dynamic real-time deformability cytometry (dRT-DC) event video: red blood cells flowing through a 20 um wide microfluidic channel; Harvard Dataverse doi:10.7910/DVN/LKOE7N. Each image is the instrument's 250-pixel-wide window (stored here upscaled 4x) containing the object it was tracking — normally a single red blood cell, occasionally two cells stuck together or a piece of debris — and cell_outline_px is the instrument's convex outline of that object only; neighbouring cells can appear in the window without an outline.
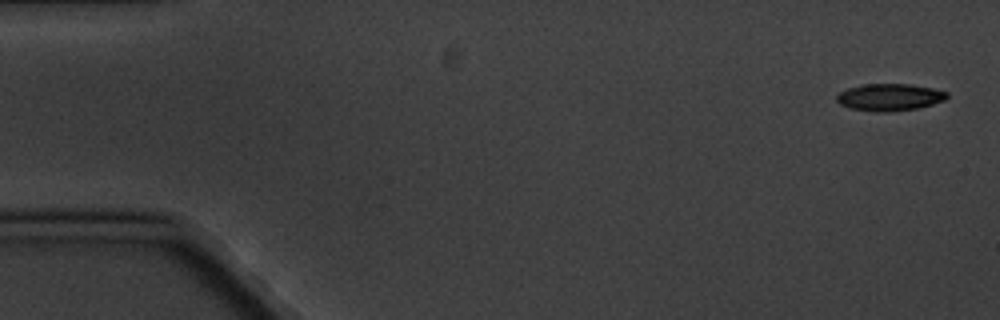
{"species": "common noctule bat (a hibernating species)", "species_latin": "Nyctalus noctula", "temperature_condition": "cold", "stored_images_in_passage": 10, "camera_frame_rate_fps": 3000, "um_per_image_px": 0.085, "animal": {"sex": "male", "body_mass_g": 20.1, "forearm_length_mm": 53.5}, "frame": {"image": 1, "passage_image": 1, "time_ms": 0.0, "image_size_px": [1000, 320], "cell_outline_px": [[948, 96], [944, 100], [932, 104], [916, 108], [884, 112], [876, 112], [848, 108], [840, 104], [836, 100], [836, 96], [840, 92], [848, 88], [864, 84], [908, 84], [932, 88], [948, 92]], "centroid_in_image_um": [75.58, 8.26], "position_along_channel_um": 9.4, "area_um2": 17.28}}
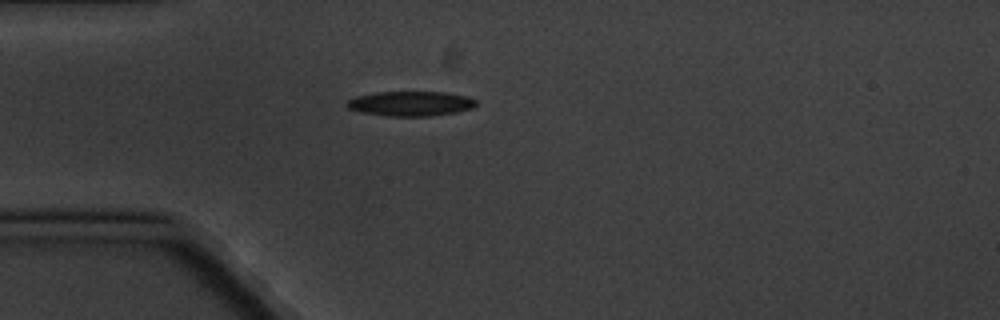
{"frame": {"image": 2, "passage_image": 4, "time_ms": 4.667, "image_size_px": [1000, 320], "cell_outline_px": [[476, 104], [472, 108], [456, 112], [428, 116], [384, 116], [360, 112], [348, 108], [344, 104], [348, 100], [356, 96], [376, 92], [444, 92], [468, 96], [476, 100]], "centroid_in_image_um": [34.87, 8.8], "position_along_channel_um": 50.1, "area_um2": 18.73}}
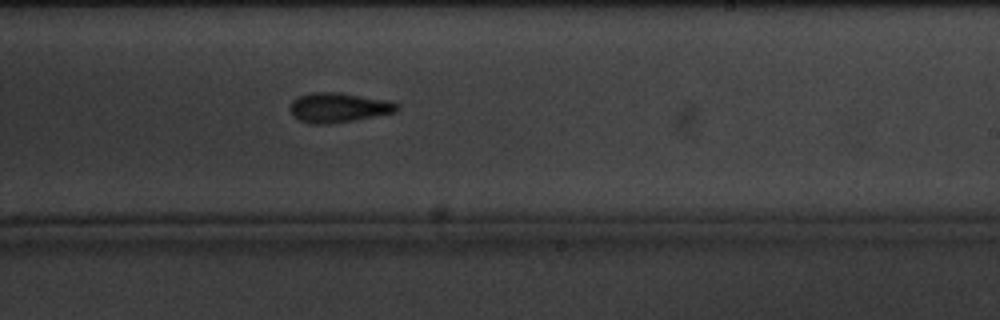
{"frame": {"image": 3, "passage_image": 10, "time_ms": 11.333, "image_size_px": [1000, 320], "cell_outline_px": [[400, 108], [396, 112], [352, 120], [324, 124], [312, 124], [300, 120], [288, 108], [292, 100], [300, 96], [312, 92], [340, 92], [392, 100], [400, 104]], "centroid_in_image_um": [28.83, 9.12], "position_along_channel_um": 260.2, "area_um2": 18.55}}